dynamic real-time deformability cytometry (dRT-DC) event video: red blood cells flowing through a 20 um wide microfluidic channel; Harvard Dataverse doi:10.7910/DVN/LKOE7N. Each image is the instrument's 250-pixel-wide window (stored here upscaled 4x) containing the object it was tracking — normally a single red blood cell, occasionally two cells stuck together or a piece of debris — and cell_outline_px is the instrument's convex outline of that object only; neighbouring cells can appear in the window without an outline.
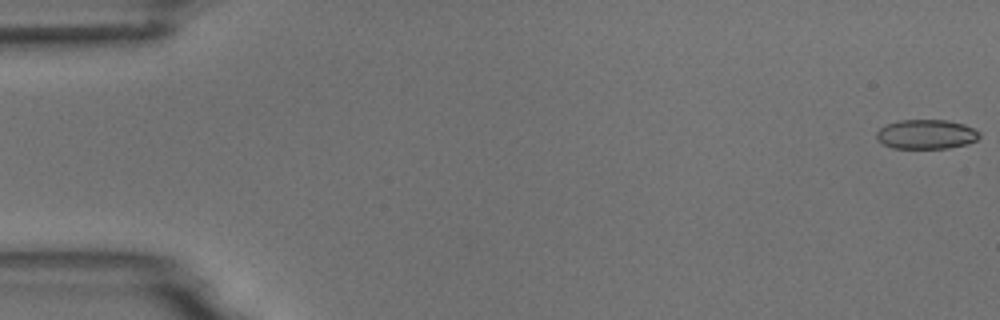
{"species": "common noctule bat (a hibernating species)", "species_latin": "Nyctalus noctula", "temperature_condition": "room temperature", "stored_images_in_passage": 6, "camera_frame_rate_fps": 3000, "um_per_image_px": 0.085, "animal": {"sex": "male", "body_mass_g": 18.8}, "frame": {"image": 1, "passage_image": 1, "time_ms": 0.0, "image_size_px": [1000, 320], "cell_outline_px": [[980, 136], [976, 140], [968, 144], [948, 148], [892, 148], [884, 144], [876, 136], [876, 132], [880, 128], [888, 124], [900, 120], [948, 120], [964, 124], [980, 132]], "centroid_in_image_um": [78.76, 11.41], "position_along_channel_um": 6.2, "area_um2": 17.57}}
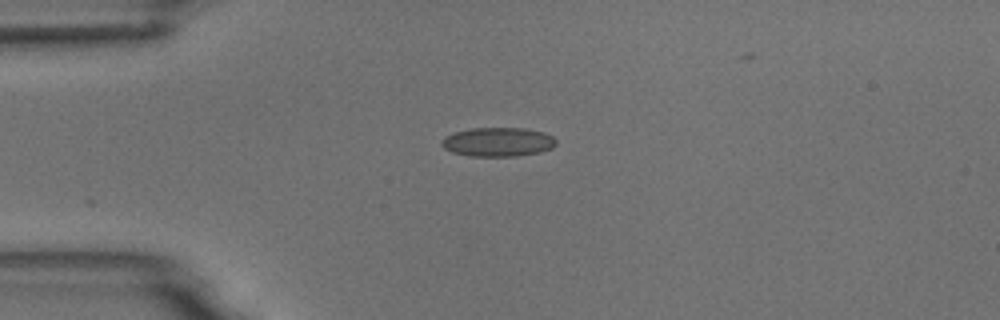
{"frame": {"image": 2, "passage_image": 5, "time_ms": 4.333, "image_size_px": [1000, 320], "cell_outline_px": [[556, 144], [552, 148], [540, 152], [516, 156], [468, 156], [452, 152], [444, 148], [440, 144], [440, 140], [444, 136], [456, 132], [472, 128], [524, 128], [544, 132], [552, 136], [556, 140]], "centroid_in_image_um": [42.31, 12.07], "position_along_channel_um": 42.7, "area_um2": 19.48}}